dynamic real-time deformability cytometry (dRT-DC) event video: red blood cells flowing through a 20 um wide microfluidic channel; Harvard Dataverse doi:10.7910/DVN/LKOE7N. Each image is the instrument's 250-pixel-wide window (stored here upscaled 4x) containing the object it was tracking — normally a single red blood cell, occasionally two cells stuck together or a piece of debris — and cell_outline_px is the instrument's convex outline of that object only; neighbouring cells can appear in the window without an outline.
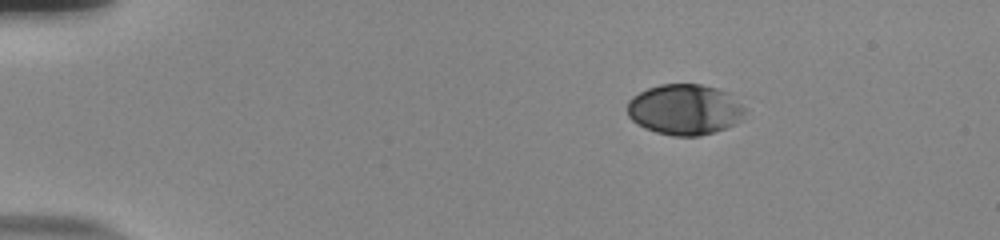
{"species": "human", "species_latin": "Homo sapiens", "temperature_condition": "room temperature", "stored_images_in_passage": 46, "camera_frame_rate_fps": 3000, "um_per_image_px": 0.085, "donor": {"sex": "male"}, "frame": {"image": 1, "passage_image": 1, "time_ms": 0.0, "image_size_px": [1000, 240], "cell_outline_px": [[748, 108], [732, 124], [724, 128], [700, 136], [672, 136], [656, 132], [644, 128], [636, 124], [628, 116], [628, 100], [632, 96], [648, 88], [660, 84], [700, 84], [716, 88], [728, 92]], "centroid_in_image_um": [58.17, 9.3], "position_along_channel_um": 26.8, "area_um2": 34.68}}
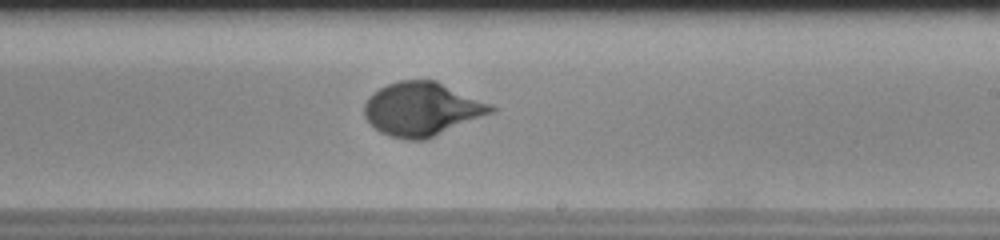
{"frame": {"image": 2, "passage_image": 26, "time_ms": 8.333, "image_size_px": [1000, 240], "cell_outline_px": [[496, 112], [424, 140], [404, 140], [380, 132], [364, 116], [364, 104], [368, 96], [372, 92], [388, 84], [400, 80], [436, 80], [492, 104], [496, 108]], "centroid_in_image_um": [35.89, 9.26], "position_along_channel_um": 253.1, "area_um2": 39.71}}
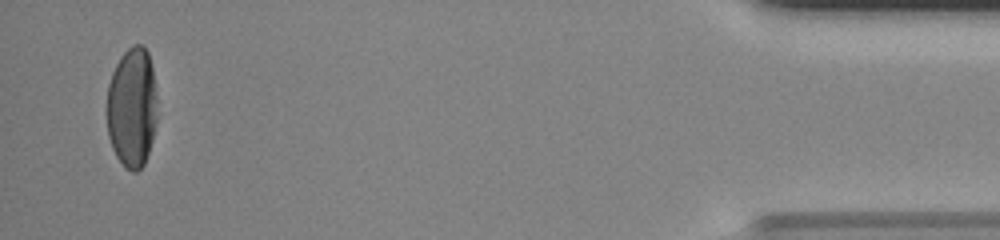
{"frame": {"image": 3, "passage_image": 45, "time_ms": 14.667, "image_size_px": [1000, 240], "cell_outline_px": [[156, 120], [152, 140], [144, 164], [136, 172], [132, 172], [124, 168], [116, 156], [112, 148], [108, 136], [108, 84], [112, 72], [120, 56], [132, 44], [140, 44], [148, 52], [152, 68], [156, 96]], "centroid_in_image_um": [11.22, 9.15], "position_along_channel_um": 424.0, "area_um2": 35.2}, "authors_computed_cell_mechanics": {"area_um2": 36.125, "velocity_mm_per_s": 3.8193, "shape_relaxation_time_tau1_ms": 3.8884, "shape_relaxation_time_tau2_ms": null, "deformation_change_tau1": 0.1855, "deformation_change_tau2": null}}